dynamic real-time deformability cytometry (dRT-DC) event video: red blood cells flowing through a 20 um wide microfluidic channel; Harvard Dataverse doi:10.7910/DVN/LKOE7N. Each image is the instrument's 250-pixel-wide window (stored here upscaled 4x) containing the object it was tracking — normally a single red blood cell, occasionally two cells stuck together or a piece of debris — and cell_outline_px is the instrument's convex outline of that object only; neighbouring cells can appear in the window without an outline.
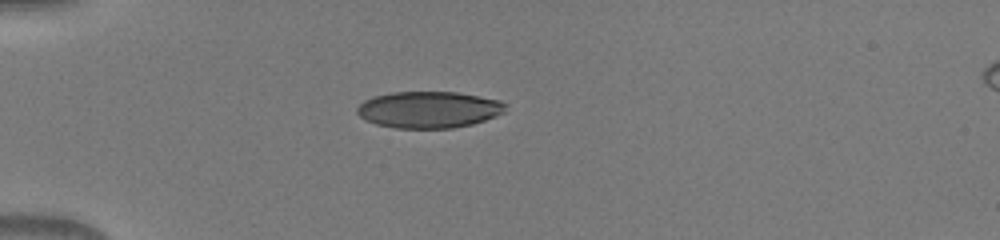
{"species": "human", "species_latin": "Homo sapiens", "temperature_condition": "warm", "stored_images_in_passage": 36, "camera_frame_rate_fps": 3000, "um_per_image_px": 0.085, "donor": {"sex": "male"}, "frame": {"image": 1, "passage_image": 1, "time_ms": 0.0, "image_size_px": [1000, 240], "cell_outline_px": [[508, 104], [504, 112], [496, 116], [472, 124], [452, 128], [396, 128], [376, 124], [364, 120], [356, 112], [356, 108], [364, 100], [372, 96], [392, 92], [456, 92], [500, 100]], "centroid_in_image_um": [36.43, 9.32], "position_along_channel_um": 48.6, "area_um2": 31.79}}
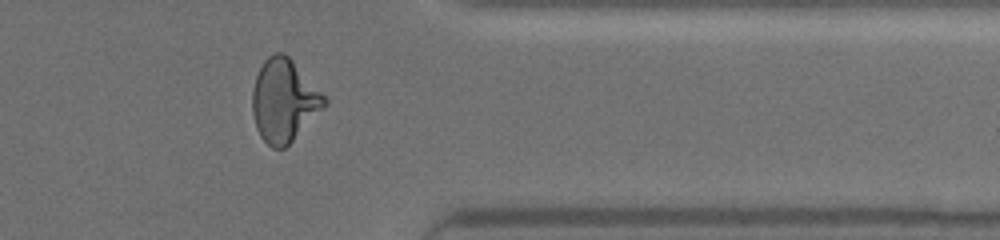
{"frame": {"image": 2, "passage_image": 28, "time_ms": 9.0, "image_size_px": [1000, 240], "cell_outline_px": [[328, 104], [284, 148], [272, 148], [260, 136], [256, 128], [252, 112], [252, 92], [256, 76], [264, 60], [268, 56], [276, 52], [284, 52], [292, 60], [328, 100]], "centroid_in_image_um": [24.12, 8.54], "position_along_channel_um": 387.3, "area_um2": 34.28}}
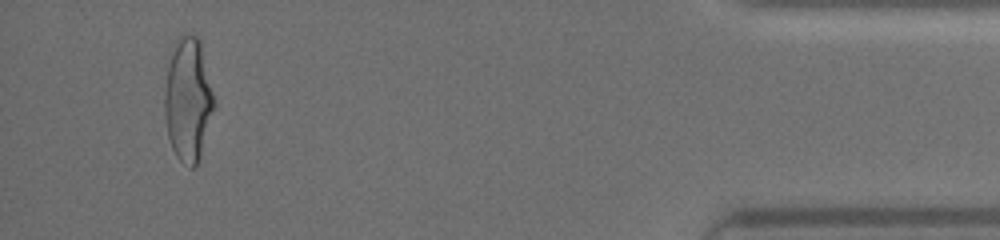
{"frame": {"image": 3, "passage_image": 34, "time_ms": 11.0, "image_size_px": [1000, 240], "cell_outline_px": [[216, 104], [200, 156], [196, 164], [192, 168], [184, 164], [176, 156], [172, 148], [168, 136], [164, 116], [164, 92], [172, 44], [180, 32], [184, 32], [196, 36], [200, 40], [216, 100]], "centroid_in_image_um": [15.99, 8.4], "position_along_channel_um": 419.2, "area_um2": 36.24}}